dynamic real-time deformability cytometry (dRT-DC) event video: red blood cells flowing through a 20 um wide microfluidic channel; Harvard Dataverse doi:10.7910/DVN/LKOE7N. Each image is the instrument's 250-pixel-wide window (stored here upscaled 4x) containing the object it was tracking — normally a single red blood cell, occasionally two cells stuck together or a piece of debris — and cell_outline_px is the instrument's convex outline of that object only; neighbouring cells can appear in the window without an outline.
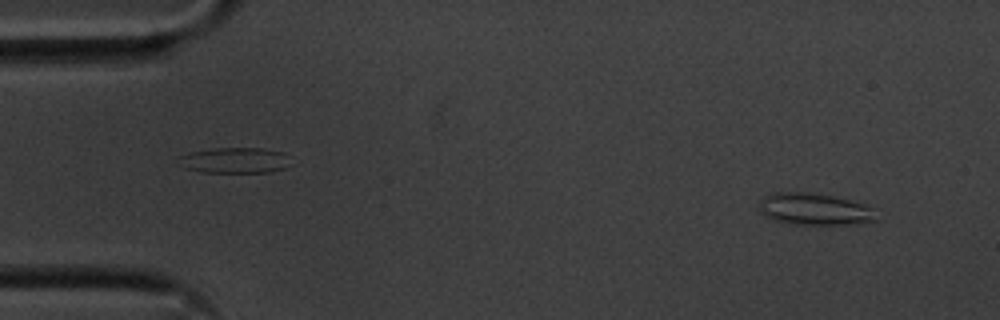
{"species": "common noctule bat (a hibernating species)", "species_latin": "Nyctalus noctula", "temperature_condition": "cold", "stored_images_in_passage": 15, "segment_of_instrument_passage": [1, 2], "camera_frame_rate_fps": 3000, "um_per_image_px": 0.085, "animal": {"sex": "male", "body_mass_g": 20.1, "forearm_length_mm": 53.5}, "frame": {"image": 1, "passage_image": 4, "time_ms": 1.0, "image_size_px": [1000, 320], "cell_outline_px": [[880, 220], [856, 224], [792, 224], [776, 220], [764, 216], [756, 208], [756, 204], [764, 196], [772, 192], [808, 192], [832, 196], [864, 204], [876, 208]], "centroid_in_image_um": [69.24, 17.78], "position_along_channel_um": 15.8, "area_um2": 22.25}}